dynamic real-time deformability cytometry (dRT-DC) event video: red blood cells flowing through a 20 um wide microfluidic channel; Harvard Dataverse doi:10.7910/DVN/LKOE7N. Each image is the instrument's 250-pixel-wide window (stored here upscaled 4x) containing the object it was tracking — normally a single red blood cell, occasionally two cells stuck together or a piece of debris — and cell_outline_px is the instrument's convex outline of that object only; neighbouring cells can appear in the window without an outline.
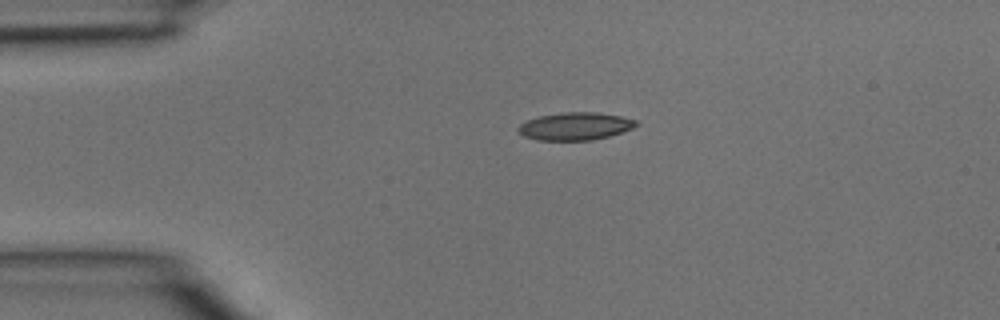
{"species": "common noctule bat (a hibernating species)", "species_latin": "Nyctalus noctula", "temperature_condition": "room temperature", "stored_images_in_passage": 3, "camera_frame_rate_fps": 3000, "um_per_image_px": 0.085, "animal": {"sex": "male", "body_mass_g": 15.6}, "frame": {"image": 1, "passage_image": 1, "time_ms": 0.0, "image_size_px": [1000, 320], "cell_outline_px": [[640, 124], [632, 128], [608, 136], [592, 140], [536, 140], [524, 136], [516, 128], [520, 124], [528, 120], [540, 116], [564, 112], [596, 112], [620, 116], [636, 120]], "centroid_in_image_um": [48.89, 10.73], "position_along_channel_um": 36.1, "area_um2": 18.84}}
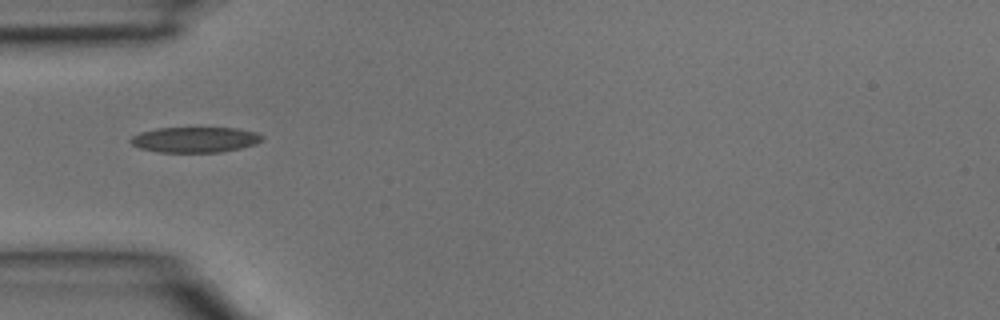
{"frame": {"image": 2, "passage_image": 2, "time_ms": 0.333, "image_size_px": [1000, 320], "cell_outline_px": [[264, 136], [256, 144], [240, 148], [220, 152], [160, 152], [140, 148], [132, 144], [128, 140], [132, 136], [140, 132], [156, 128], [236, 128], [256, 132]], "centroid_in_image_um": [16.56, 11.87], "position_along_channel_um": 68.4, "area_um2": 19.48}}